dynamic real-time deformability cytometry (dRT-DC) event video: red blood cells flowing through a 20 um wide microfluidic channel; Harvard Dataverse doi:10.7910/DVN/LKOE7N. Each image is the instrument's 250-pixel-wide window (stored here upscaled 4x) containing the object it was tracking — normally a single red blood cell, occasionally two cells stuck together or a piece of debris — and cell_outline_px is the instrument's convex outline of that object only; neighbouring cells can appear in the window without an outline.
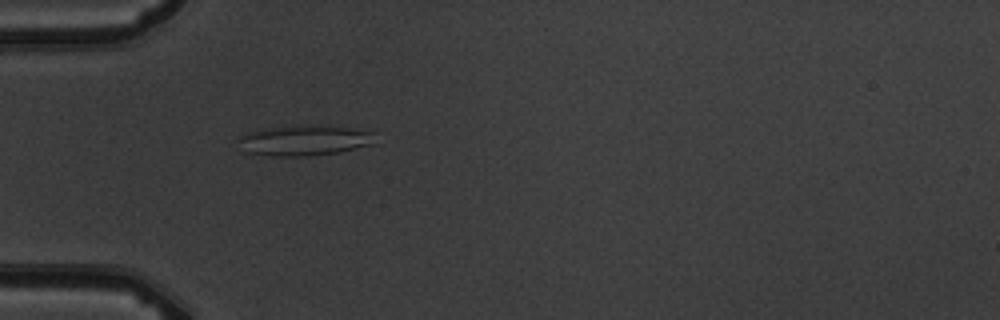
{"species": "common noctule bat (a hibernating species)", "species_latin": "Nyctalus noctula", "temperature_condition": "warm", "stored_images_in_passage": 2, "camera_frame_rate_fps": 3000, "um_per_image_px": 0.085, "animal": {"sex": "male", "body_mass_g": 19.5, "forearm_length_mm": 54.6}, "frame": {"image": 1, "passage_image": 2, "time_ms": 1.0, "image_size_px": [1000, 320], "cell_outline_px": [[376, 128], [372, 144], [340, 152], [308, 156], [272, 156], [244, 152], [236, 140], [240, 136], [252, 132], [268, 128], [308, 124]], "centroid_in_image_um": [25.98, 11.9], "position_along_channel_um": 59.0, "area_um2": 24.97}}